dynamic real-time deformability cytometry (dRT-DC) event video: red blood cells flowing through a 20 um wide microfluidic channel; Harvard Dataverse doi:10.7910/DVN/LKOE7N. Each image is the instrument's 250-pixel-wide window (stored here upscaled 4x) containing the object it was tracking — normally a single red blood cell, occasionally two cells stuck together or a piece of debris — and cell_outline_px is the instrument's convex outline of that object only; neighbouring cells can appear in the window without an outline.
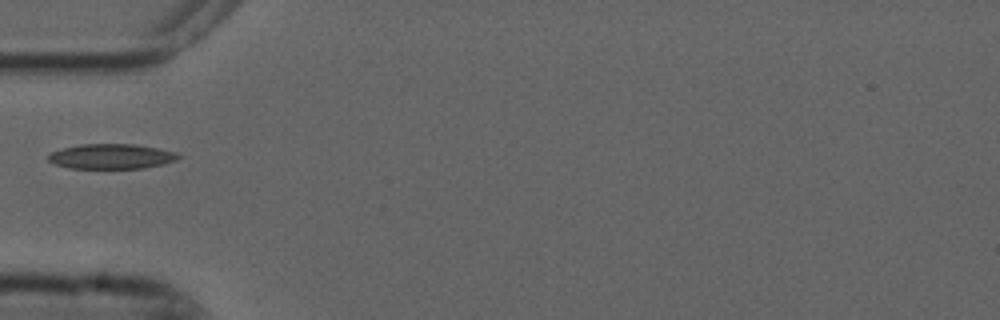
{"species": "common noctule bat (a hibernating species)", "species_latin": "Nyctalus noctula", "temperature_condition": "cold", "stored_images_in_passage": 2, "camera_frame_rate_fps": 3000, "um_per_image_px": 0.085, "animal": {"sex": "male", "forearm_length_mm": 52.5}, "frame": {"image": 1, "passage_image": 1, "time_ms": 0.0, "image_size_px": [1000, 320], "cell_outline_px": [[180, 156], [176, 160], [164, 164], [144, 168], [68, 168], [56, 164], [48, 160], [48, 156], [52, 152], [64, 148], [80, 144], [136, 144], [176, 152]], "centroid_in_image_um": [9.48, 13.29], "position_along_channel_um": 75.5, "area_um2": 18.79}}
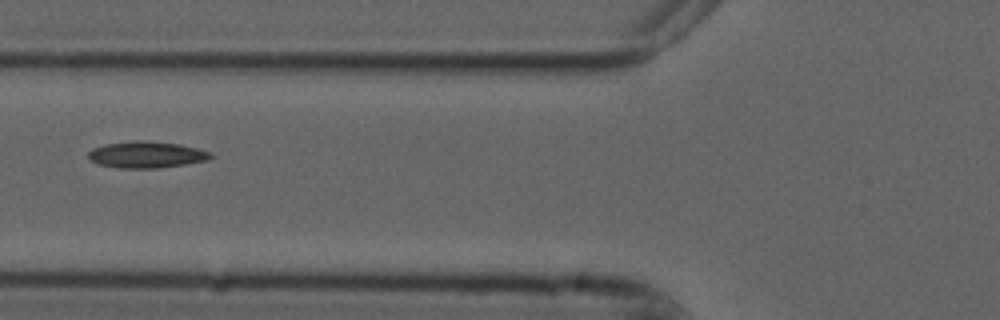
{"frame": {"image": 2, "passage_image": 2, "time_ms": 0.333, "image_size_px": [1000, 320], "cell_outline_px": [[212, 156], [208, 160], [184, 164], [156, 168], [120, 168], [96, 164], [88, 160], [88, 152], [92, 148], [104, 144], [132, 140], [148, 140], [180, 144], [212, 152]], "centroid_in_image_um": [12.4, 13.13], "position_along_channel_um": 113.4, "area_um2": 19.13}}